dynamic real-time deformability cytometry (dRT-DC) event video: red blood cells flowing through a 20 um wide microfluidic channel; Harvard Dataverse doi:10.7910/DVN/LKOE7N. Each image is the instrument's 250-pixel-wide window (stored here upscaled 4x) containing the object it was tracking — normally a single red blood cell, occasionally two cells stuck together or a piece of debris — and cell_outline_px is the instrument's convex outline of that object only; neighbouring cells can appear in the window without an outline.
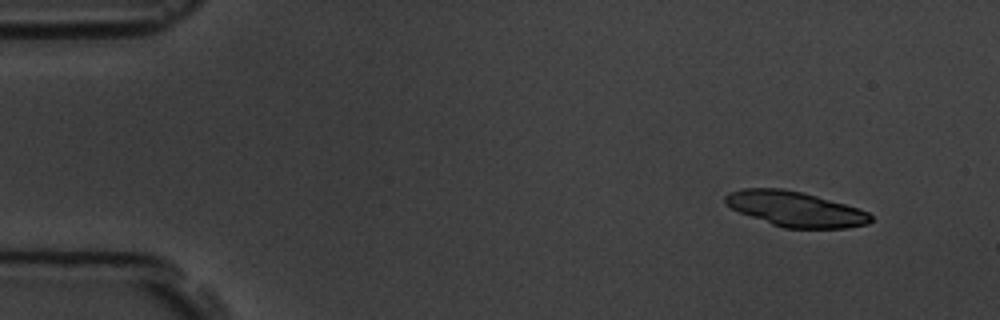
{"species": "common noctule bat (a hibernating species)", "species_latin": "Nyctalus noctula", "temperature_condition": "room temperature", "stored_images_in_passage": 7, "camera_frame_rate_fps": 3000, "um_per_image_px": 0.085, "animal": {"sex": "male", "body_mass_g": 19.5, "forearm_length_mm": 54.6}, "frame": {"image": 1, "passage_image": 1, "time_ms": 0.0, "image_size_px": [1000, 320], "cell_outline_px": [[872, 220], [868, 224], [848, 228], [784, 228], [772, 224], [740, 212], [724, 204], [724, 196], [728, 192], [744, 188], [784, 188], [804, 192], [844, 204], [868, 212], [872, 216]], "centroid_in_image_um": [67.58, 17.75], "position_along_channel_um": 17.4, "area_um2": 29.71}}
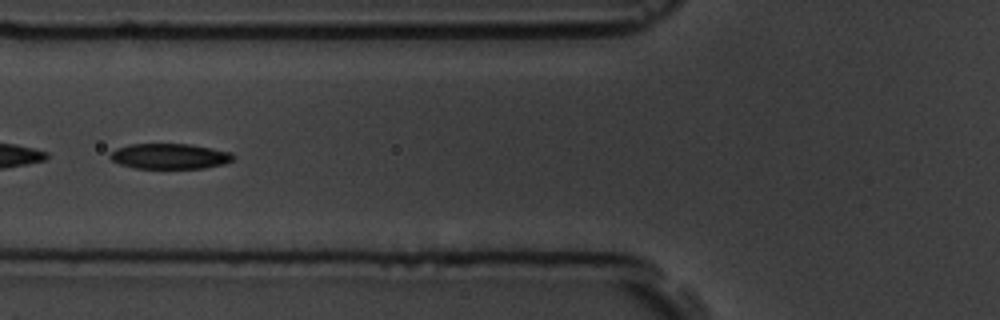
{"frame": {"image": 2, "passage_image": 6, "time_ms": 5.667, "image_size_px": [1000, 320], "cell_outline_px": [[236, 156], [232, 160], [224, 164], [204, 168], [136, 168], [120, 164], [112, 160], [108, 156], [116, 148], [128, 144], [188, 144], [212, 148], [228, 152]], "centroid_in_image_um": [14.41, 13.28], "position_along_channel_um": 111.4, "area_um2": 18.15}}
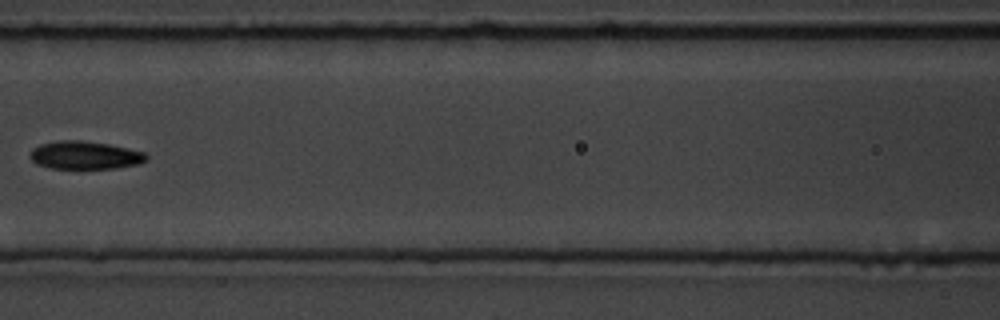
{"frame": {"image": 3, "passage_image": 7, "time_ms": 7.0, "image_size_px": [1000, 320], "cell_outline_px": [[148, 160], [136, 164], [116, 168], [52, 168], [36, 164], [28, 156], [32, 148], [40, 144], [60, 140], [80, 140], [108, 144], [128, 148], [144, 152], [148, 156]], "centroid_in_image_um": [7.19, 13.18], "position_along_channel_um": 159.4, "area_um2": 18.96}}